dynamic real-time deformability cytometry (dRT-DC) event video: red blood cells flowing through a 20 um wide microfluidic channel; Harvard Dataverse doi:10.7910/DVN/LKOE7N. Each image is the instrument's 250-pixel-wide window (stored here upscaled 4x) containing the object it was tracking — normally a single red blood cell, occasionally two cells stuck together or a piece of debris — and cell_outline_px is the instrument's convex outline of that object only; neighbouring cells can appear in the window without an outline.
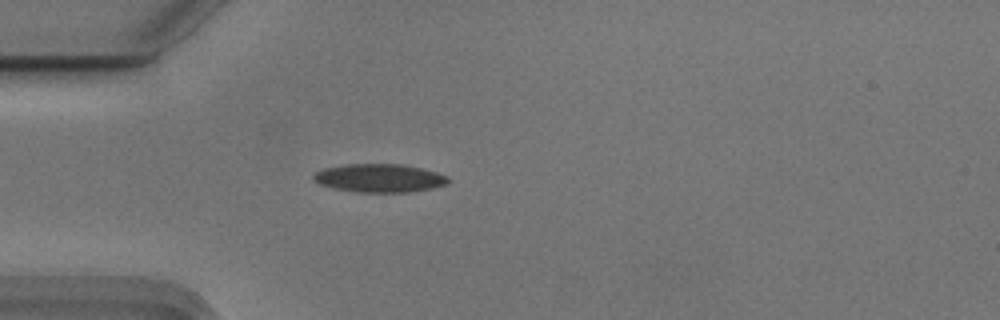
{"species": "Egyptian fruit bat (a non-hibernating species)", "species_latin": "Rousettus aegyptiacus", "temperature_condition": "cold", "stored_images_in_passage": 38, "camera_frame_rate_fps": 3000, "um_per_image_px": 0.085, "animal": {"sex": "male"}, "frame": {"image": 1, "passage_image": 2, "time_ms": 0.333, "image_size_px": [1000, 320], "cell_outline_px": [[452, 180], [448, 184], [432, 188], [408, 192], [356, 192], [332, 188], [320, 184], [312, 180], [312, 176], [316, 172], [324, 168], [348, 164], [404, 164], [424, 168], [448, 176]], "centroid_in_image_um": [32.28, 15.13], "position_along_channel_um": 52.7, "area_um2": 22.48}}
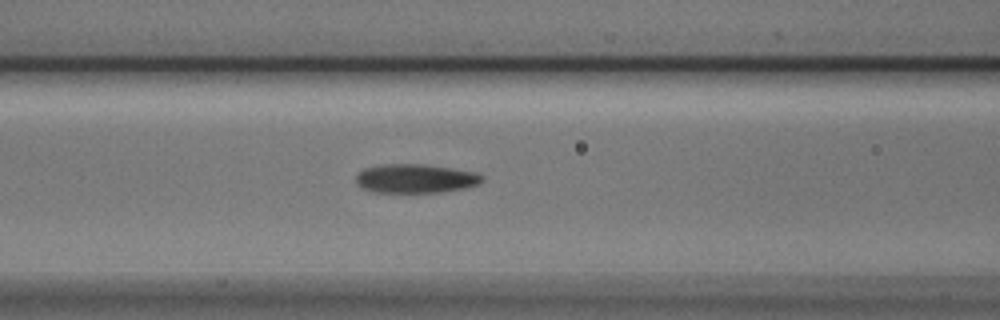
{"frame": {"image": 2, "passage_image": 9, "time_ms": 2.667, "image_size_px": [1000, 320], "cell_outline_px": [[484, 180], [480, 184], [464, 188], [444, 192], [372, 192], [360, 188], [356, 184], [356, 176], [364, 168], [384, 164], [424, 164], [452, 168], [472, 172], [484, 176]], "centroid_in_image_um": [35.3, 15.18], "position_along_channel_um": 131.3, "area_um2": 21.39}}
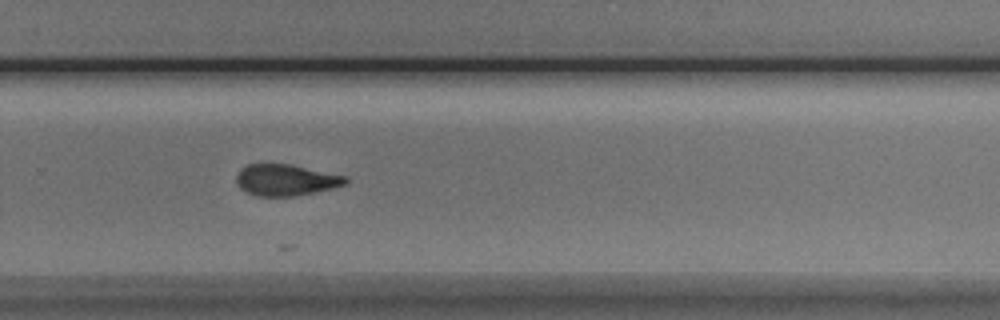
{"frame": {"image": 3, "passage_image": 23, "time_ms": 7.333, "image_size_px": [1000, 320], "cell_outline_px": [[348, 180], [344, 184], [332, 188], [316, 192], [296, 196], [256, 196], [244, 192], [236, 184], [236, 176], [240, 168], [248, 164], [292, 164], [348, 176]], "centroid_in_image_um": [24.27, 15.3], "position_along_channel_um": 305.5, "area_um2": 20.23}, "authors_computed_cell_mechanics": {"area_um2": 19.9699, "velocity_mm_per_s": 3.7313, "shape_relaxation_time_tau1_ms": 3.7308, "shape_relaxation_time_tau2_ms": null, "deformation_change_tau1": 0.2685, "deformation_change_tau2": null}}